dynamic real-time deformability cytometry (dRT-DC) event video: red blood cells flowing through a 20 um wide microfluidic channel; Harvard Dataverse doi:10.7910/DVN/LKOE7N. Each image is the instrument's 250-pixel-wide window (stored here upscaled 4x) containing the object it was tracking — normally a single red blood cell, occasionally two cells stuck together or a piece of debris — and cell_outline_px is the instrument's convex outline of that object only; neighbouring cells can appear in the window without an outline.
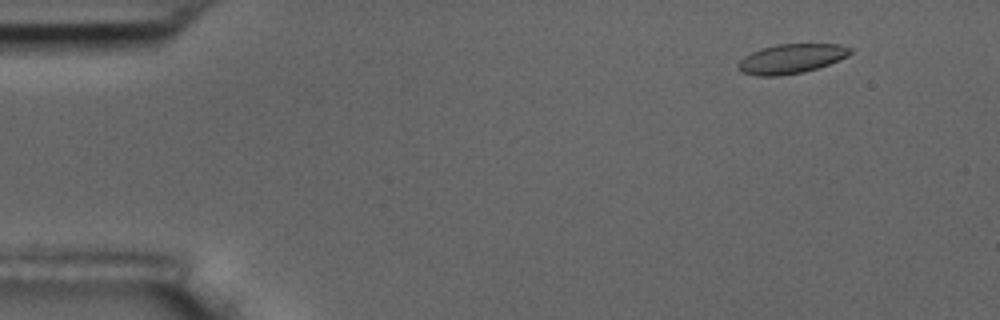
{"species": "common noctule bat (a hibernating species)", "species_latin": "Nyctalus noctula", "temperature_condition": "room temperature", "stored_images_in_passage": 5, "camera_frame_rate_fps": 3000, "um_per_image_px": 0.085, "animal": {"sex": "male", "body_mass_g": 17.5, "forearm_length_mm": 52.3}, "frame": {"image": 1, "passage_image": 2, "time_ms": 1.0, "image_size_px": [1000, 320], "cell_outline_px": [[852, 52], [848, 56], [828, 64], [804, 72], [780, 76], [756, 76], [740, 72], [736, 64], [744, 56], [760, 48], [776, 44], [840, 44], [852, 48]], "centroid_in_image_um": [67.22, 4.99], "position_along_channel_um": 17.8, "area_um2": 19.42}}
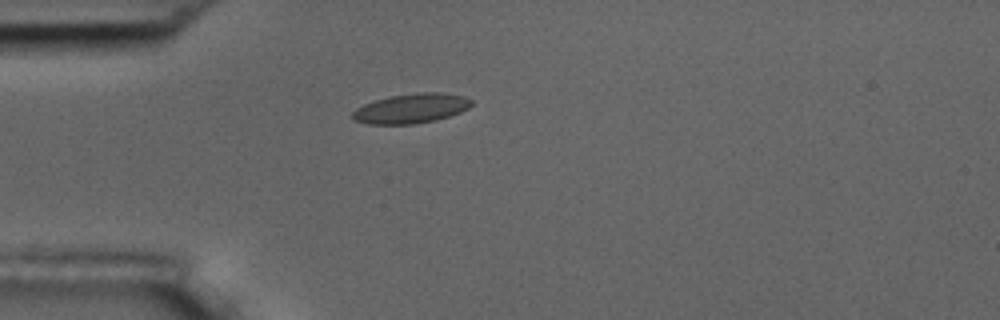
{"frame": {"image": 2, "passage_image": 5, "time_ms": 4.333, "image_size_px": [1000, 320], "cell_outline_px": [[472, 104], [468, 108], [460, 112], [436, 120], [412, 124], [368, 124], [352, 120], [352, 112], [356, 108], [364, 104], [376, 100], [392, 96], [420, 92], [440, 92], [464, 96], [472, 100]], "centroid_in_image_um": [34.94, 9.22], "position_along_channel_um": 50.1, "area_um2": 20.46}}